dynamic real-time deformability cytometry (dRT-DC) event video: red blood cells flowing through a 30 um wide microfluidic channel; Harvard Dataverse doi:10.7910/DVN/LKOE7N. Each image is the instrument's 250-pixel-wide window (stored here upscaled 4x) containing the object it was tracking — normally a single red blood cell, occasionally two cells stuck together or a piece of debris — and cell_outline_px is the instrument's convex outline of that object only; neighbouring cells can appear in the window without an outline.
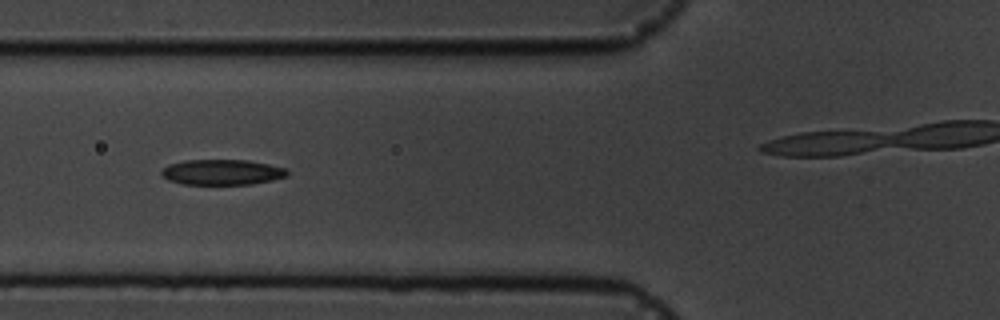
{"species": "common noctule bat (a hibernating species)", "species_latin": "Nyctalus noctula", "temperature_condition": "cold", "stored_images_in_passage": 9, "camera_frame_rate_fps": 3000, "um_per_image_px": 0.085, "animal": {"sex": "male", "body_mass_g": 19.5, "forearm_length_mm": 54.6}, "frame": {"image": 1, "passage_image": 6, "time_ms": 5.667, "image_size_px": [1000, 320], "cell_outline_px": [[288, 176], [272, 180], [252, 184], [184, 184], [168, 180], [160, 172], [168, 164], [184, 160], [248, 160], [268, 164], [284, 168], [288, 172]], "centroid_in_image_um": [18.87, 14.63], "position_along_channel_um": 106.9, "area_um2": 18.55}}